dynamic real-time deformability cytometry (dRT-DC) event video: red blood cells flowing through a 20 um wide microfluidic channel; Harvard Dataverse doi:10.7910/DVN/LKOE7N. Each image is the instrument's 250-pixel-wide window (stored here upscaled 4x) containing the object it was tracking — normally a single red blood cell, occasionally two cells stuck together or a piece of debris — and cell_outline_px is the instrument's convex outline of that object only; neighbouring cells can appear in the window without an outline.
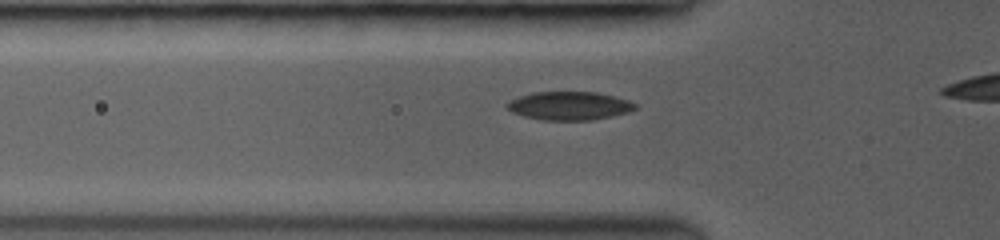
{"species": "common noctule bat (a hibernating species)", "species_latin": "Nyctalus noctula", "temperature_condition": "room temperature", "stored_images_in_passage": 34, "camera_frame_rate_fps": 3500, "um_per_image_px": 0.085, "animal": {"sex": "female", "body_mass_g": 19.0, "forearm_length_mm": 53.3}, "frame": {"image": 1, "passage_image": 4, "time_ms": 0.857, "image_size_px": [1000, 240], "cell_outline_px": [[636, 108], [628, 112], [592, 120], [544, 120], [524, 116], [512, 112], [508, 108], [508, 104], [512, 100], [520, 96], [532, 92], [596, 92], [628, 100], [636, 104]], "centroid_in_image_um": [48.4, 8.99], "position_along_channel_um": 77.4, "area_um2": 20.87}}
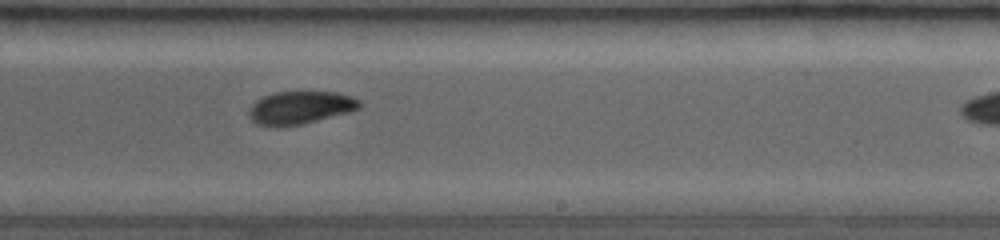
{"frame": {"image": 2, "passage_image": 20, "time_ms": 5.429, "image_size_px": [1000, 240], "cell_outline_px": [[360, 108], [348, 112], [300, 124], [276, 128], [256, 124], [248, 116], [252, 104], [256, 100], [264, 96], [276, 92], [332, 92], [348, 96], [356, 100], [360, 104]], "centroid_in_image_um": [25.43, 9.17], "position_along_channel_um": 263.6, "area_um2": 20.81}}
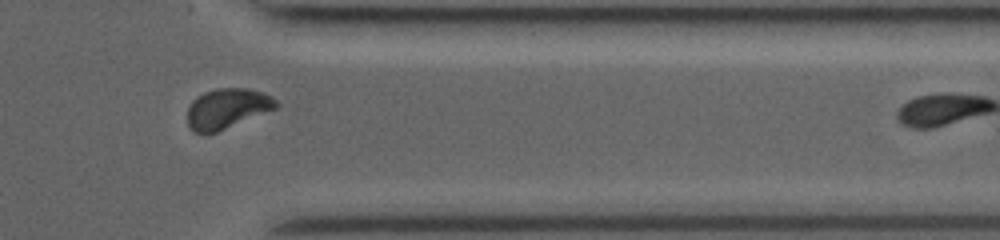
{"frame": {"image": 3, "passage_image": 31, "time_ms": 8.571, "image_size_px": [1000, 240], "cell_outline_px": [[280, 104], [276, 108], [216, 132], [196, 132], [188, 124], [188, 108], [192, 100], [196, 96], [204, 92], [216, 88], [248, 88], [264, 92], [272, 96]], "centroid_in_image_um": [19.33, 9.18], "position_along_channel_um": 392.1, "area_um2": 20.52}}